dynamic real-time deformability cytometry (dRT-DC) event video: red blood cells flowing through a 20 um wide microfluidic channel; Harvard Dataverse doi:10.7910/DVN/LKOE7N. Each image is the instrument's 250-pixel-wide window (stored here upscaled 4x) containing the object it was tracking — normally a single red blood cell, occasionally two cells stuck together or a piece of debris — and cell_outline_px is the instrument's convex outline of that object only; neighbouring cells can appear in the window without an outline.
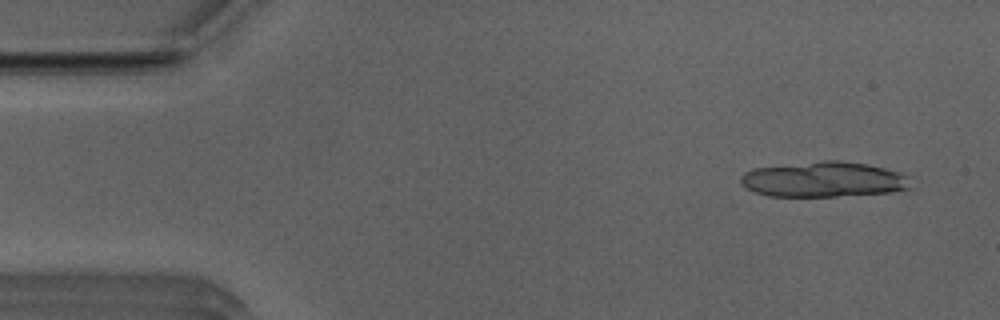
{"species": "Egyptian fruit bat (a non-hibernating species)", "species_latin": "Rousettus aegyptiacus", "temperature_condition": "room temperature", "stored_images_in_passage": 14, "camera_frame_rate_fps": 3000, "um_per_image_px": 0.085, "animal": {"sex": "male"}, "frame": {"image": 1, "passage_image": 3, "time_ms": 0.667, "image_size_px": [1000, 320], "cell_outline_px": [[908, 188], [892, 192], [836, 196], [768, 196], [752, 192], [740, 180], [740, 176], [744, 172], [756, 168], [824, 160], [836, 160], [868, 164], [900, 172], [908, 176]], "centroid_in_image_um": [69.99, 15.25], "position_along_channel_um": 15.0, "area_um2": 34.74}}